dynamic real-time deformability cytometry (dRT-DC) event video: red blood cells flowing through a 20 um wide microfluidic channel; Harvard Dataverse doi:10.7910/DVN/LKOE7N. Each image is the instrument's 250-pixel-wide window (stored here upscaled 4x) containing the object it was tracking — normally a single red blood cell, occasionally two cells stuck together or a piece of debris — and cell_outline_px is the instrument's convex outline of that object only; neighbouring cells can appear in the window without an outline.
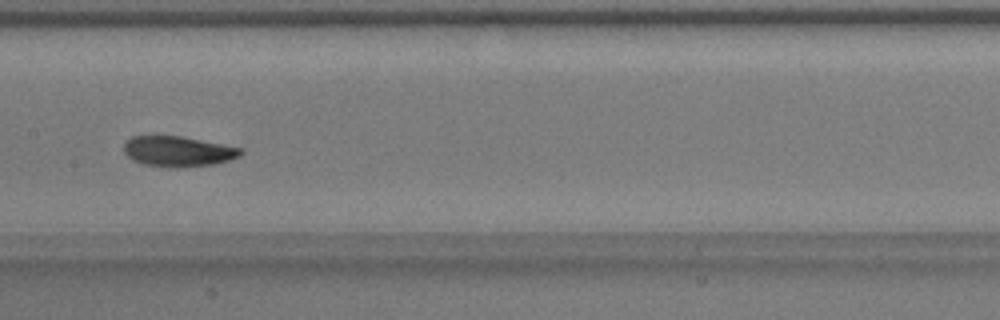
{"species": "common noctule bat (a hibernating species)", "species_latin": "Nyctalus noctula", "temperature_condition": "warm", "stored_images_in_passage": 20, "camera_frame_rate_fps": 3000, "um_per_image_px": 0.085, "animal": {"sex": "male", "body_mass_g": 17.9}, "frame": {"image": 1, "passage_image": 15, "time_ms": 4.667, "image_size_px": [1000, 320], "cell_outline_px": [[244, 152], [240, 156], [216, 164], [184, 168], [172, 168], [144, 164], [132, 160], [124, 152], [124, 144], [132, 136], [180, 136], [244, 148]], "centroid_in_image_um": [15.17, 12.88], "position_along_channel_um": 192.2, "area_um2": 20.87}}